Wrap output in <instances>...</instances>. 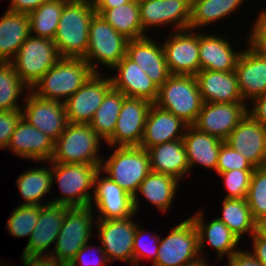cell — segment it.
Here are the masks:
<instances>
[{"label": "cell", "instance_id": "1", "mask_svg": "<svg viewBox=\"0 0 266 266\" xmlns=\"http://www.w3.org/2000/svg\"><path fill=\"white\" fill-rule=\"evenodd\" d=\"M95 14L93 0H68L65 3L53 39L60 57L86 56L89 26Z\"/></svg>", "mask_w": 266, "mask_h": 266}, {"label": "cell", "instance_id": "2", "mask_svg": "<svg viewBox=\"0 0 266 266\" xmlns=\"http://www.w3.org/2000/svg\"><path fill=\"white\" fill-rule=\"evenodd\" d=\"M93 212L91 206L66 207L61 230L48 257L55 266L69 265L78 251L91 242L94 235L92 229L97 222L96 213Z\"/></svg>", "mask_w": 266, "mask_h": 266}, {"label": "cell", "instance_id": "3", "mask_svg": "<svg viewBox=\"0 0 266 266\" xmlns=\"http://www.w3.org/2000/svg\"><path fill=\"white\" fill-rule=\"evenodd\" d=\"M94 72L83 58L61 57L31 88L44 99L65 102Z\"/></svg>", "mask_w": 266, "mask_h": 266}, {"label": "cell", "instance_id": "4", "mask_svg": "<svg viewBox=\"0 0 266 266\" xmlns=\"http://www.w3.org/2000/svg\"><path fill=\"white\" fill-rule=\"evenodd\" d=\"M109 148L112 154L103 156L99 170L133 196L151 171L149 154L139 146Z\"/></svg>", "mask_w": 266, "mask_h": 266}, {"label": "cell", "instance_id": "5", "mask_svg": "<svg viewBox=\"0 0 266 266\" xmlns=\"http://www.w3.org/2000/svg\"><path fill=\"white\" fill-rule=\"evenodd\" d=\"M50 163L52 185L57 183L61 194V197H51L50 202L68 207L90 206L94 194V178L99 167L95 164Z\"/></svg>", "mask_w": 266, "mask_h": 266}, {"label": "cell", "instance_id": "6", "mask_svg": "<svg viewBox=\"0 0 266 266\" xmlns=\"http://www.w3.org/2000/svg\"><path fill=\"white\" fill-rule=\"evenodd\" d=\"M103 141L90 124L68 123L66 129L54 142L50 162L95 164L100 168ZM101 153V154H100Z\"/></svg>", "mask_w": 266, "mask_h": 266}, {"label": "cell", "instance_id": "7", "mask_svg": "<svg viewBox=\"0 0 266 266\" xmlns=\"http://www.w3.org/2000/svg\"><path fill=\"white\" fill-rule=\"evenodd\" d=\"M188 126L195 123L203 101L195 76L171 75L160 87L156 102Z\"/></svg>", "mask_w": 266, "mask_h": 266}, {"label": "cell", "instance_id": "8", "mask_svg": "<svg viewBox=\"0 0 266 266\" xmlns=\"http://www.w3.org/2000/svg\"><path fill=\"white\" fill-rule=\"evenodd\" d=\"M127 43L128 40L101 15L95 14L90 22L88 49L83 59L94 73L103 72L99 65L111 70L126 55Z\"/></svg>", "mask_w": 266, "mask_h": 266}, {"label": "cell", "instance_id": "9", "mask_svg": "<svg viewBox=\"0 0 266 266\" xmlns=\"http://www.w3.org/2000/svg\"><path fill=\"white\" fill-rule=\"evenodd\" d=\"M60 58L52 39L30 34L9 62L19 78L31 89Z\"/></svg>", "mask_w": 266, "mask_h": 266}, {"label": "cell", "instance_id": "10", "mask_svg": "<svg viewBox=\"0 0 266 266\" xmlns=\"http://www.w3.org/2000/svg\"><path fill=\"white\" fill-rule=\"evenodd\" d=\"M199 258L198 232L188 217L160 237L157 259L151 266H185Z\"/></svg>", "mask_w": 266, "mask_h": 266}, {"label": "cell", "instance_id": "11", "mask_svg": "<svg viewBox=\"0 0 266 266\" xmlns=\"http://www.w3.org/2000/svg\"><path fill=\"white\" fill-rule=\"evenodd\" d=\"M124 219H97V239L110 263L120 260L133 266V241L137 223L134 216Z\"/></svg>", "mask_w": 266, "mask_h": 266}, {"label": "cell", "instance_id": "12", "mask_svg": "<svg viewBox=\"0 0 266 266\" xmlns=\"http://www.w3.org/2000/svg\"><path fill=\"white\" fill-rule=\"evenodd\" d=\"M169 33L162 46L171 75L195 76L200 71L199 31L188 28Z\"/></svg>", "mask_w": 266, "mask_h": 266}, {"label": "cell", "instance_id": "13", "mask_svg": "<svg viewBox=\"0 0 266 266\" xmlns=\"http://www.w3.org/2000/svg\"><path fill=\"white\" fill-rule=\"evenodd\" d=\"M138 3L140 23L147 35L155 28L169 26L170 32L189 28L191 0H138Z\"/></svg>", "mask_w": 266, "mask_h": 266}, {"label": "cell", "instance_id": "14", "mask_svg": "<svg viewBox=\"0 0 266 266\" xmlns=\"http://www.w3.org/2000/svg\"><path fill=\"white\" fill-rule=\"evenodd\" d=\"M22 100V118L55 142L69 123L64 102L41 98L31 90Z\"/></svg>", "mask_w": 266, "mask_h": 266}, {"label": "cell", "instance_id": "15", "mask_svg": "<svg viewBox=\"0 0 266 266\" xmlns=\"http://www.w3.org/2000/svg\"><path fill=\"white\" fill-rule=\"evenodd\" d=\"M94 73L65 102V111L70 123L89 124L101 105L106 93L112 88L110 76Z\"/></svg>", "mask_w": 266, "mask_h": 266}, {"label": "cell", "instance_id": "16", "mask_svg": "<svg viewBox=\"0 0 266 266\" xmlns=\"http://www.w3.org/2000/svg\"><path fill=\"white\" fill-rule=\"evenodd\" d=\"M90 206L98 212L96 219H124L135 214L133 196L99 170L94 178Z\"/></svg>", "mask_w": 266, "mask_h": 266}, {"label": "cell", "instance_id": "17", "mask_svg": "<svg viewBox=\"0 0 266 266\" xmlns=\"http://www.w3.org/2000/svg\"><path fill=\"white\" fill-rule=\"evenodd\" d=\"M245 102L203 103L195 123L197 130L225 141L247 114Z\"/></svg>", "mask_w": 266, "mask_h": 266}, {"label": "cell", "instance_id": "18", "mask_svg": "<svg viewBox=\"0 0 266 266\" xmlns=\"http://www.w3.org/2000/svg\"><path fill=\"white\" fill-rule=\"evenodd\" d=\"M151 105L152 103L145 99L125 97L113 136L105 145L139 146Z\"/></svg>", "mask_w": 266, "mask_h": 266}, {"label": "cell", "instance_id": "19", "mask_svg": "<svg viewBox=\"0 0 266 266\" xmlns=\"http://www.w3.org/2000/svg\"><path fill=\"white\" fill-rule=\"evenodd\" d=\"M66 205L48 203L40 206L39 218L22 252L25 256L49 257L55 246L66 213Z\"/></svg>", "mask_w": 266, "mask_h": 266}, {"label": "cell", "instance_id": "20", "mask_svg": "<svg viewBox=\"0 0 266 266\" xmlns=\"http://www.w3.org/2000/svg\"><path fill=\"white\" fill-rule=\"evenodd\" d=\"M255 168L266 167V128L247 113L225 140Z\"/></svg>", "mask_w": 266, "mask_h": 266}, {"label": "cell", "instance_id": "21", "mask_svg": "<svg viewBox=\"0 0 266 266\" xmlns=\"http://www.w3.org/2000/svg\"><path fill=\"white\" fill-rule=\"evenodd\" d=\"M204 214V211L200 209L194 215L189 216L198 232L201 258H208L204 254L206 244L215 250L217 253L216 260L219 261L224 256L230 258L233 254L240 251L241 249L237 247H239L238 245L241 240L217 217L209 220V222L207 219L205 220Z\"/></svg>", "mask_w": 266, "mask_h": 266}, {"label": "cell", "instance_id": "22", "mask_svg": "<svg viewBox=\"0 0 266 266\" xmlns=\"http://www.w3.org/2000/svg\"><path fill=\"white\" fill-rule=\"evenodd\" d=\"M111 70L116 72L110 76L114 89L126 97L145 99L152 104L156 102L159 87L136 62L125 55Z\"/></svg>", "mask_w": 266, "mask_h": 266}, {"label": "cell", "instance_id": "23", "mask_svg": "<svg viewBox=\"0 0 266 266\" xmlns=\"http://www.w3.org/2000/svg\"><path fill=\"white\" fill-rule=\"evenodd\" d=\"M14 156L40 163L49 162L54 152V142L42 131L21 118L8 146Z\"/></svg>", "mask_w": 266, "mask_h": 266}, {"label": "cell", "instance_id": "24", "mask_svg": "<svg viewBox=\"0 0 266 266\" xmlns=\"http://www.w3.org/2000/svg\"><path fill=\"white\" fill-rule=\"evenodd\" d=\"M152 35L128 40L126 56L136 62L142 70L160 87L170 76L162 43Z\"/></svg>", "mask_w": 266, "mask_h": 266}, {"label": "cell", "instance_id": "25", "mask_svg": "<svg viewBox=\"0 0 266 266\" xmlns=\"http://www.w3.org/2000/svg\"><path fill=\"white\" fill-rule=\"evenodd\" d=\"M216 33L199 31L200 70L235 71L242 49L233 48V41L231 43L224 34Z\"/></svg>", "mask_w": 266, "mask_h": 266}, {"label": "cell", "instance_id": "26", "mask_svg": "<svg viewBox=\"0 0 266 266\" xmlns=\"http://www.w3.org/2000/svg\"><path fill=\"white\" fill-rule=\"evenodd\" d=\"M235 73L243 101L248 105L266 93V59L248 44L237 60Z\"/></svg>", "mask_w": 266, "mask_h": 266}, {"label": "cell", "instance_id": "27", "mask_svg": "<svg viewBox=\"0 0 266 266\" xmlns=\"http://www.w3.org/2000/svg\"><path fill=\"white\" fill-rule=\"evenodd\" d=\"M188 125L171 112L152 104L149 108L139 147L148 148L182 139Z\"/></svg>", "mask_w": 266, "mask_h": 266}, {"label": "cell", "instance_id": "28", "mask_svg": "<svg viewBox=\"0 0 266 266\" xmlns=\"http://www.w3.org/2000/svg\"><path fill=\"white\" fill-rule=\"evenodd\" d=\"M179 181L167 174L150 171L146 178L140 183L137 192L133 195V207L136 214L139 212L141 199L150 202L161 213H167L173 205L177 195Z\"/></svg>", "mask_w": 266, "mask_h": 266}, {"label": "cell", "instance_id": "29", "mask_svg": "<svg viewBox=\"0 0 266 266\" xmlns=\"http://www.w3.org/2000/svg\"><path fill=\"white\" fill-rule=\"evenodd\" d=\"M195 78L203 103L244 102L235 71L200 70Z\"/></svg>", "mask_w": 266, "mask_h": 266}, {"label": "cell", "instance_id": "30", "mask_svg": "<svg viewBox=\"0 0 266 266\" xmlns=\"http://www.w3.org/2000/svg\"><path fill=\"white\" fill-rule=\"evenodd\" d=\"M182 140L190 173L195 166H201L216 173L219 151L223 140L201 132L192 125L186 127Z\"/></svg>", "mask_w": 266, "mask_h": 266}, {"label": "cell", "instance_id": "31", "mask_svg": "<svg viewBox=\"0 0 266 266\" xmlns=\"http://www.w3.org/2000/svg\"><path fill=\"white\" fill-rule=\"evenodd\" d=\"M147 152L153 172L171 175L179 181L190 172L182 139L148 148Z\"/></svg>", "mask_w": 266, "mask_h": 266}, {"label": "cell", "instance_id": "32", "mask_svg": "<svg viewBox=\"0 0 266 266\" xmlns=\"http://www.w3.org/2000/svg\"><path fill=\"white\" fill-rule=\"evenodd\" d=\"M30 34L27 13L5 11L0 17V61L9 62Z\"/></svg>", "mask_w": 266, "mask_h": 266}, {"label": "cell", "instance_id": "33", "mask_svg": "<svg viewBox=\"0 0 266 266\" xmlns=\"http://www.w3.org/2000/svg\"><path fill=\"white\" fill-rule=\"evenodd\" d=\"M49 165L43 167L29 168L23 173L18 175L16 179V185L19 190V194L24 199L19 205H33L41 206L51 203L50 200L44 201L45 196L51 192L52 186V164L49 162H43ZM51 164V165H50ZM44 197V198H43ZM44 201V203L42 202Z\"/></svg>", "mask_w": 266, "mask_h": 266}, {"label": "cell", "instance_id": "34", "mask_svg": "<svg viewBox=\"0 0 266 266\" xmlns=\"http://www.w3.org/2000/svg\"><path fill=\"white\" fill-rule=\"evenodd\" d=\"M246 0H191L189 28L203 31L218 21L229 19ZM203 28V30L201 29Z\"/></svg>", "mask_w": 266, "mask_h": 266}, {"label": "cell", "instance_id": "35", "mask_svg": "<svg viewBox=\"0 0 266 266\" xmlns=\"http://www.w3.org/2000/svg\"><path fill=\"white\" fill-rule=\"evenodd\" d=\"M119 34L127 40H137L148 36L140 23L138 0H132L115 8H94Z\"/></svg>", "mask_w": 266, "mask_h": 266}, {"label": "cell", "instance_id": "36", "mask_svg": "<svg viewBox=\"0 0 266 266\" xmlns=\"http://www.w3.org/2000/svg\"><path fill=\"white\" fill-rule=\"evenodd\" d=\"M221 214L217 219L222 221L240 240L245 235L249 238L255 233L256 221L245 198H224L221 203Z\"/></svg>", "mask_w": 266, "mask_h": 266}, {"label": "cell", "instance_id": "37", "mask_svg": "<svg viewBox=\"0 0 266 266\" xmlns=\"http://www.w3.org/2000/svg\"><path fill=\"white\" fill-rule=\"evenodd\" d=\"M125 95L113 87L106 93L101 105L89 123L96 134L106 143L112 136Z\"/></svg>", "mask_w": 266, "mask_h": 266}, {"label": "cell", "instance_id": "38", "mask_svg": "<svg viewBox=\"0 0 266 266\" xmlns=\"http://www.w3.org/2000/svg\"><path fill=\"white\" fill-rule=\"evenodd\" d=\"M68 0H47L28 14L33 36L54 39L61 13Z\"/></svg>", "mask_w": 266, "mask_h": 266}, {"label": "cell", "instance_id": "39", "mask_svg": "<svg viewBox=\"0 0 266 266\" xmlns=\"http://www.w3.org/2000/svg\"><path fill=\"white\" fill-rule=\"evenodd\" d=\"M30 90L10 62L0 61V111L21 109L18 100L22 98V94L25 97Z\"/></svg>", "mask_w": 266, "mask_h": 266}, {"label": "cell", "instance_id": "40", "mask_svg": "<svg viewBox=\"0 0 266 266\" xmlns=\"http://www.w3.org/2000/svg\"><path fill=\"white\" fill-rule=\"evenodd\" d=\"M40 206L17 205L6 223V229L13 237H28V241L38 221Z\"/></svg>", "mask_w": 266, "mask_h": 266}, {"label": "cell", "instance_id": "41", "mask_svg": "<svg viewBox=\"0 0 266 266\" xmlns=\"http://www.w3.org/2000/svg\"><path fill=\"white\" fill-rule=\"evenodd\" d=\"M245 199L255 221L266 218V167L254 169Z\"/></svg>", "mask_w": 266, "mask_h": 266}, {"label": "cell", "instance_id": "42", "mask_svg": "<svg viewBox=\"0 0 266 266\" xmlns=\"http://www.w3.org/2000/svg\"><path fill=\"white\" fill-rule=\"evenodd\" d=\"M159 234H152L142 227V224L137 225L133 241V266H140L142 259L151 260L152 264L156 261L159 248Z\"/></svg>", "mask_w": 266, "mask_h": 266}, {"label": "cell", "instance_id": "43", "mask_svg": "<svg viewBox=\"0 0 266 266\" xmlns=\"http://www.w3.org/2000/svg\"><path fill=\"white\" fill-rule=\"evenodd\" d=\"M253 171L254 170L233 169L231 171L219 173L218 176L223 179V187L228 192L223 198H246Z\"/></svg>", "mask_w": 266, "mask_h": 266}, {"label": "cell", "instance_id": "44", "mask_svg": "<svg viewBox=\"0 0 266 266\" xmlns=\"http://www.w3.org/2000/svg\"><path fill=\"white\" fill-rule=\"evenodd\" d=\"M233 169L254 170L255 167L241 153L224 141L219 151L216 174Z\"/></svg>", "mask_w": 266, "mask_h": 266}, {"label": "cell", "instance_id": "45", "mask_svg": "<svg viewBox=\"0 0 266 266\" xmlns=\"http://www.w3.org/2000/svg\"><path fill=\"white\" fill-rule=\"evenodd\" d=\"M254 22H252L246 43L261 57L266 59V9L260 10Z\"/></svg>", "mask_w": 266, "mask_h": 266}, {"label": "cell", "instance_id": "46", "mask_svg": "<svg viewBox=\"0 0 266 266\" xmlns=\"http://www.w3.org/2000/svg\"><path fill=\"white\" fill-rule=\"evenodd\" d=\"M91 242L86 243L76 254L75 258L71 261L69 266H105L111 264L101 244L90 245ZM94 253H93V252ZM99 255H97V254ZM95 254V255H94ZM80 264V265H79Z\"/></svg>", "mask_w": 266, "mask_h": 266}, {"label": "cell", "instance_id": "47", "mask_svg": "<svg viewBox=\"0 0 266 266\" xmlns=\"http://www.w3.org/2000/svg\"><path fill=\"white\" fill-rule=\"evenodd\" d=\"M21 118V109L0 111V149L7 150L10 137Z\"/></svg>", "mask_w": 266, "mask_h": 266}, {"label": "cell", "instance_id": "48", "mask_svg": "<svg viewBox=\"0 0 266 266\" xmlns=\"http://www.w3.org/2000/svg\"><path fill=\"white\" fill-rule=\"evenodd\" d=\"M249 105L247 113L266 128V93L253 99Z\"/></svg>", "mask_w": 266, "mask_h": 266}, {"label": "cell", "instance_id": "49", "mask_svg": "<svg viewBox=\"0 0 266 266\" xmlns=\"http://www.w3.org/2000/svg\"><path fill=\"white\" fill-rule=\"evenodd\" d=\"M227 260L225 266H262L246 249H241Z\"/></svg>", "mask_w": 266, "mask_h": 266}, {"label": "cell", "instance_id": "50", "mask_svg": "<svg viewBox=\"0 0 266 266\" xmlns=\"http://www.w3.org/2000/svg\"><path fill=\"white\" fill-rule=\"evenodd\" d=\"M251 248L247 251L259 261L262 266H266V240L261 239L256 233L251 237ZM252 249V250H251Z\"/></svg>", "mask_w": 266, "mask_h": 266}, {"label": "cell", "instance_id": "51", "mask_svg": "<svg viewBox=\"0 0 266 266\" xmlns=\"http://www.w3.org/2000/svg\"><path fill=\"white\" fill-rule=\"evenodd\" d=\"M47 0H10L7 10L29 14Z\"/></svg>", "mask_w": 266, "mask_h": 266}, {"label": "cell", "instance_id": "52", "mask_svg": "<svg viewBox=\"0 0 266 266\" xmlns=\"http://www.w3.org/2000/svg\"><path fill=\"white\" fill-rule=\"evenodd\" d=\"M132 0H93L94 8H115Z\"/></svg>", "mask_w": 266, "mask_h": 266}, {"label": "cell", "instance_id": "53", "mask_svg": "<svg viewBox=\"0 0 266 266\" xmlns=\"http://www.w3.org/2000/svg\"><path fill=\"white\" fill-rule=\"evenodd\" d=\"M255 233L261 238L266 240V218L256 221Z\"/></svg>", "mask_w": 266, "mask_h": 266}, {"label": "cell", "instance_id": "54", "mask_svg": "<svg viewBox=\"0 0 266 266\" xmlns=\"http://www.w3.org/2000/svg\"><path fill=\"white\" fill-rule=\"evenodd\" d=\"M210 261H208L207 258H199L198 260H196L195 262H192L190 264H187L185 266H209ZM211 266V265H210Z\"/></svg>", "mask_w": 266, "mask_h": 266}, {"label": "cell", "instance_id": "55", "mask_svg": "<svg viewBox=\"0 0 266 266\" xmlns=\"http://www.w3.org/2000/svg\"><path fill=\"white\" fill-rule=\"evenodd\" d=\"M5 262L2 261V259L0 260V266H9V263L6 265L4 264Z\"/></svg>", "mask_w": 266, "mask_h": 266}]
</instances>
